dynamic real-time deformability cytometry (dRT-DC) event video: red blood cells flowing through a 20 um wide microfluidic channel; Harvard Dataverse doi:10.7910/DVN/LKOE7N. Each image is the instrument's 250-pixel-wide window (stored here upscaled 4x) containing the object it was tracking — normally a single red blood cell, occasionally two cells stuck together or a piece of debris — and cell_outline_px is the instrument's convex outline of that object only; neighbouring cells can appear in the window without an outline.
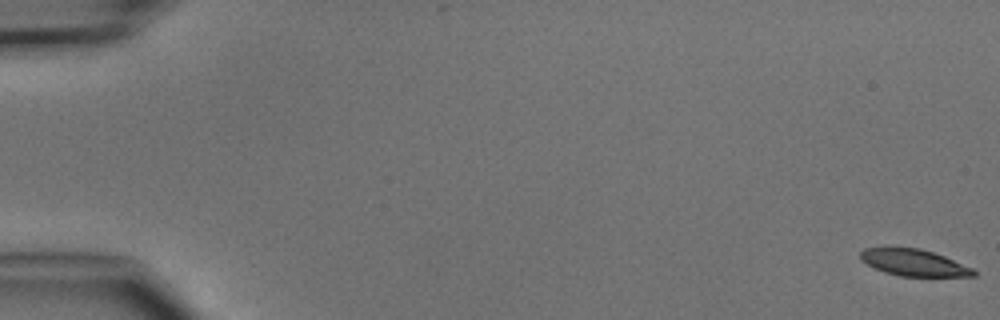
{"species": "common noctule bat (a hibernating species)", "species_latin": "Nyctalus noctula", "temperature_condition": "cold", "stored_images_in_passage": 49, "camera_frame_rate_fps": 3000, "um_per_image_px": 0.085, "animal": {"sex": "male", "body_mass_g": 15.6}, "frame": {"image": 1, "passage_image": 1, "time_ms": 0.0, "image_size_px": [1000, 320], "cell_outline_px": [[976, 276], [900, 276], [884, 272], [860, 260], [860, 252], [864, 248], [888, 244], [920, 248], [944, 256], [972, 268], [976, 272]], "centroid_in_image_um": [77.58, 22.27], "position_along_channel_um": 7.4, "area_um2": 18.09}}
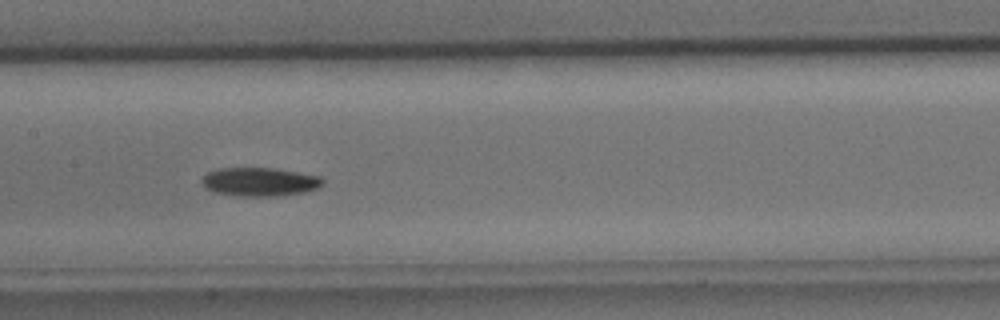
{"frame": {"image": 2, "passage_image": 25, "time_ms": 8.0, "image_size_px": [1000, 320], "cell_outline_px": [[324, 184], [316, 188], [304, 192], [280, 196], [236, 196], [216, 192], [204, 188], [200, 180], [208, 172], [220, 168], [276, 168], [320, 176], [324, 180]], "centroid_in_image_um": [22.07, 15.45], "position_along_channel_um": 185.3, "area_um2": 20.29}}
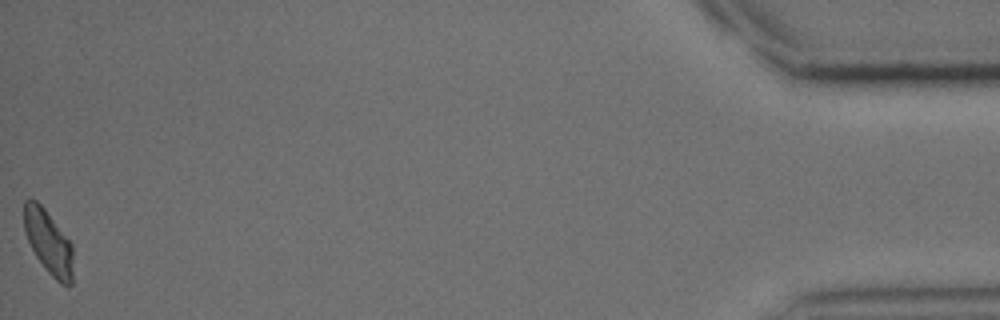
{"frame": {"image": 3, "passage_image": 49, "time_ms": 16.0, "image_size_px": [1000, 320], "cell_outline_px": [[72, 284], [68, 288], [60, 284], [48, 272], [36, 256], [28, 240], [24, 228], [24, 200], [36, 200], [44, 208], [72, 244]], "centroid_in_image_um": [4.13, 20.62], "position_along_channel_um": 431.1, "area_um2": 18.03}}